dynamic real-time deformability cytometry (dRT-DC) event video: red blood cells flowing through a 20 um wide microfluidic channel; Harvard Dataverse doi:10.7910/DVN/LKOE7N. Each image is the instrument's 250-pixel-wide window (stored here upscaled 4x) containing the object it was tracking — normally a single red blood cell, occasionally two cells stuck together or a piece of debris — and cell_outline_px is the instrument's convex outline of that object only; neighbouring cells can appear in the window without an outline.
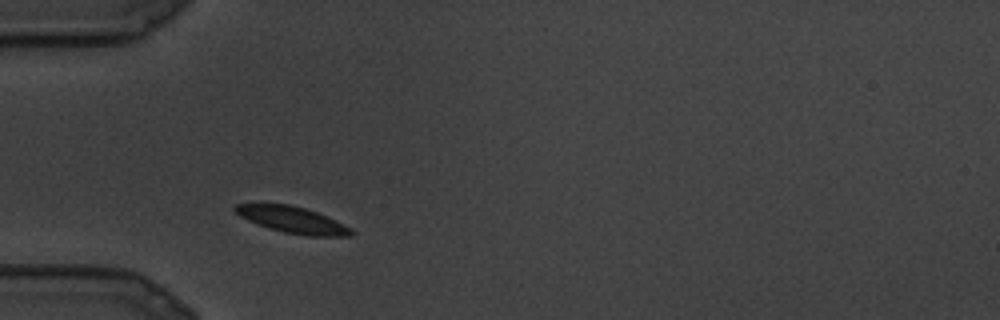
{"species": "common noctule bat (a hibernating species)", "species_latin": "Nyctalus noctula", "temperature_condition": "cold", "stored_images_in_passage": 20, "camera_frame_rate_fps": 3000, "um_per_image_px": 0.085, "animal": {"sex": "male", "body_mass_g": 19.5, "forearm_length_mm": 54.6}, "frame": {"image": 1, "passage_image": 1, "time_ms": 0.0, "image_size_px": [1000, 320], "cell_outline_px": [[356, 232], [352, 236], [308, 236], [284, 232], [268, 228], [256, 224], [240, 216], [232, 208], [236, 204], [288, 204], [304, 208], [316, 212], [352, 228]], "centroid_in_image_um": [24.87, 18.7], "position_along_channel_um": 60.1, "area_um2": 17.74}}
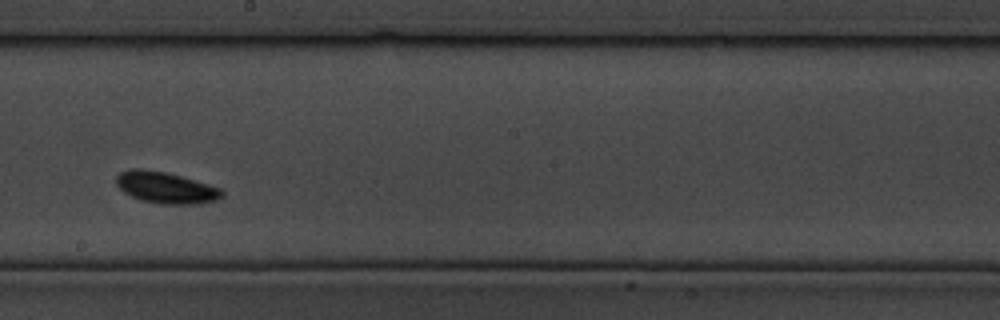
{"frame": {"image": 2, "passage_image": 9, "time_ms": 2.667, "image_size_px": [1000, 320], "cell_outline_px": [[224, 196], [216, 200], [200, 204], [160, 204], [140, 200], [124, 192], [116, 184], [116, 176], [120, 172], [128, 168], [140, 168], [168, 172], [208, 184], [220, 188], [224, 192]], "centroid_in_image_um": [14.09, 15.94], "position_along_channel_um": 234.1, "area_um2": 19.59}}
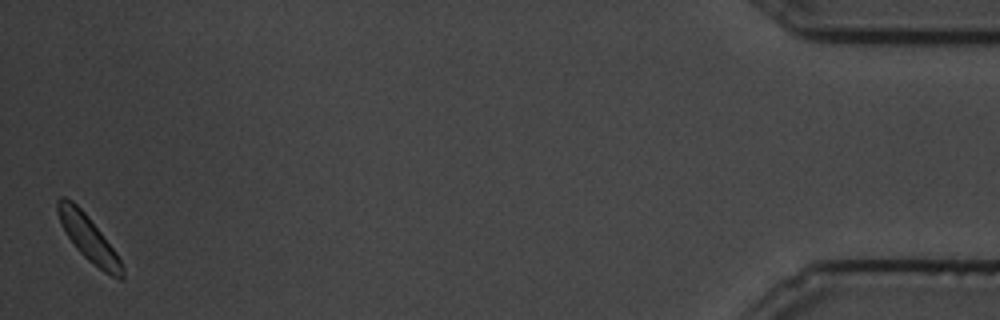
{"frame": {"image": 3, "passage_image": 20, "time_ms": 6.333, "image_size_px": [1000, 320], "cell_outline_px": [[124, 276], [120, 280], [104, 272], [88, 260], [76, 248], [60, 224], [56, 208], [56, 200], [60, 196], [64, 196], [72, 200], [88, 216], [116, 252], [124, 268]], "centroid_in_image_um": [7.5, 20.23], "position_along_channel_um": 427.7, "area_um2": 16.99}}